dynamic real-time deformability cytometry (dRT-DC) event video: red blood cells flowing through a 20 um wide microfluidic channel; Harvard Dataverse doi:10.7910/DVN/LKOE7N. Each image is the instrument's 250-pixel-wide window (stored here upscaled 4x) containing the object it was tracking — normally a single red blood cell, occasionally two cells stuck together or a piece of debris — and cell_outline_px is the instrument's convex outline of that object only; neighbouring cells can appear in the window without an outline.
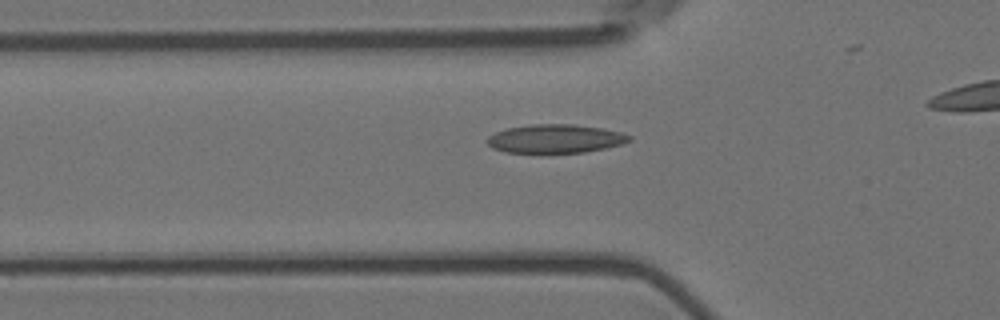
{"species": "Egyptian fruit bat (a non-hibernating species)", "species_latin": "Rousettus aegyptiacus", "temperature_condition": "room temperature", "stored_images_in_passage": 37, "camera_frame_rate_fps": 3000, "um_per_image_px": 0.085, "animal": {"sex": "female"}, "frame": {"image": 1, "passage_image": 10, "time_ms": 3.0, "image_size_px": [1000, 320], "cell_outline_px": [[632, 140], [620, 144], [604, 148], [584, 152], [540, 156], [508, 152], [492, 148], [488, 144], [488, 136], [496, 132], [508, 128], [532, 124], [572, 124], [600, 128], [620, 132], [632, 136]], "centroid_in_image_um": [47.16, 11.84], "position_along_channel_um": 78.6, "area_um2": 24.39}}
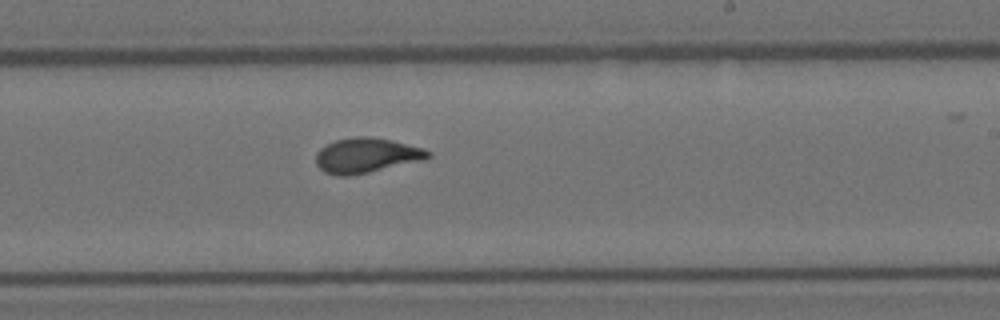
{"frame": {"image": 2, "passage_image": 25, "time_ms": 8.0, "image_size_px": [1000, 320], "cell_outline_px": [[432, 156], [424, 160], [368, 172], [348, 176], [336, 176], [324, 172], [316, 164], [316, 152], [320, 148], [336, 140], [356, 136], [368, 136], [392, 140], [424, 148], [432, 152]], "centroid_in_image_um": [31.16, 13.21], "position_along_channel_um": 257.8, "area_um2": 22.89}}
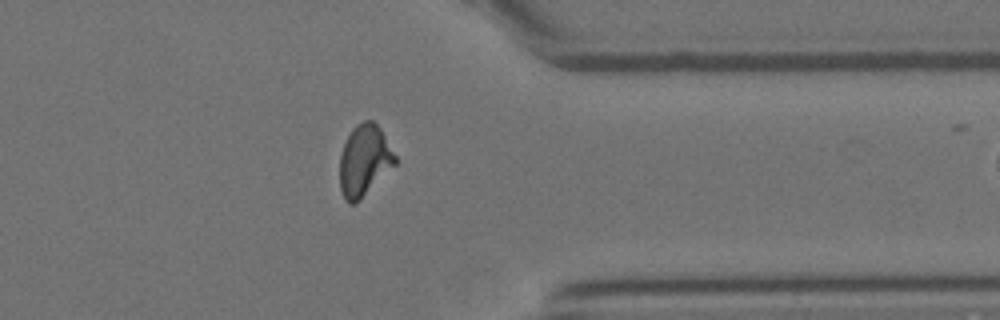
{"frame": {"image": 3, "passage_image": 36, "time_ms": 11.667, "image_size_px": [1000, 320], "cell_outline_px": [[396, 164], [356, 204], [348, 204], [340, 188], [340, 156], [344, 144], [352, 128], [356, 124], [364, 120], [372, 120], [380, 128], [396, 156]], "centroid_in_image_um": [30.96, 13.65], "position_along_channel_um": 380.4, "area_um2": 22.89}}